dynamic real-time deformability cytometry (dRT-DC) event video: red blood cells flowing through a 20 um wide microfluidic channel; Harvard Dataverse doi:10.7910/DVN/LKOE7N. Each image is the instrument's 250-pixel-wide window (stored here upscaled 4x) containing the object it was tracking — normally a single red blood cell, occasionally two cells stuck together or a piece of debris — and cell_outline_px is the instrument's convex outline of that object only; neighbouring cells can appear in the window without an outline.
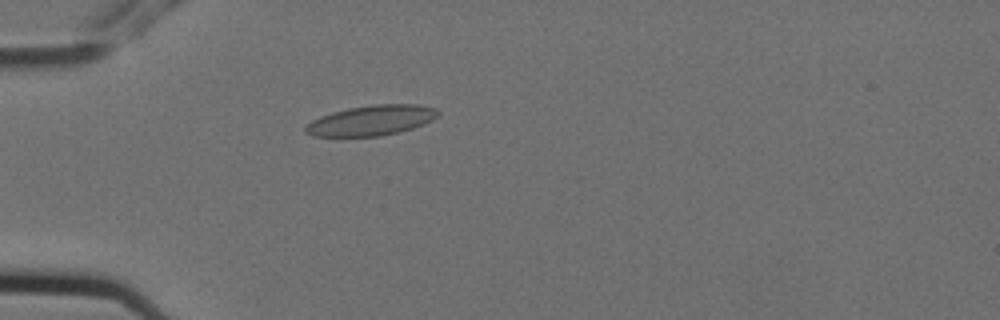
{"species": "Egyptian fruit bat (a non-hibernating species)", "species_latin": "Rousettus aegyptiacus", "temperature_condition": "cold", "stored_images_in_passage": 6, "camera_frame_rate_fps": 3000, "um_per_image_px": 0.085, "animal": {"sex": "female"}, "frame": {"image": 1, "passage_image": 5, "time_ms": 1.333, "image_size_px": [1000, 320], "cell_outline_px": [[440, 112], [432, 120], [424, 124], [400, 132], [380, 136], [312, 136], [304, 132], [304, 128], [312, 120], [320, 116], [332, 112], [348, 108], [376, 104], [420, 104], [436, 108]], "centroid_in_image_um": [31.57, 10.23], "position_along_channel_um": 53.4, "area_um2": 23.35}}